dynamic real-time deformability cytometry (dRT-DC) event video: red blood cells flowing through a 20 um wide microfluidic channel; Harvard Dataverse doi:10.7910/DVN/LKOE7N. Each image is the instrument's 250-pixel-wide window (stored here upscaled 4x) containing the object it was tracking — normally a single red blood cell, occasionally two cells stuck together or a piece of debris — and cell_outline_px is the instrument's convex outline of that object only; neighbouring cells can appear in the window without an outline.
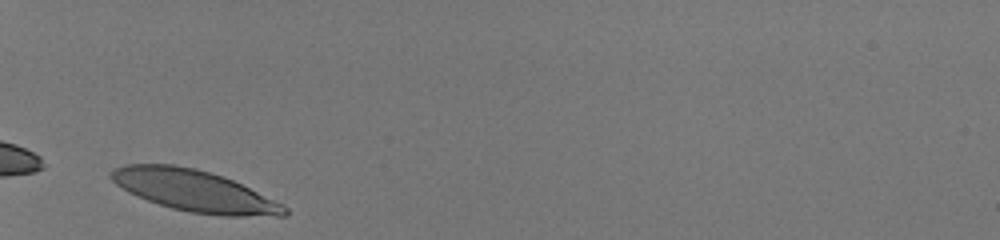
{"species": "human", "species_latin": "Homo sapiens", "temperature_condition": "room temperature", "stored_images_in_passage": 26, "camera_frame_rate_fps": 3000, "um_per_image_px": 0.085, "donor": {"sex": "male"}, "frame": {"image": 1, "passage_image": 1, "time_ms": 0.0, "image_size_px": [1000, 240], "cell_outline_px": [[288, 216], [224, 216], [192, 212], [172, 208], [148, 200], [128, 192], [116, 184], [108, 176], [108, 172], [112, 168], [128, 164], [176, 164], [196, 168], [224, 176], [284, 204], [288, 208]], "centroid_in_image_um": [16.52, 16.2], "position_along_channel_um": 68.5, "area_um2": 42.02}}
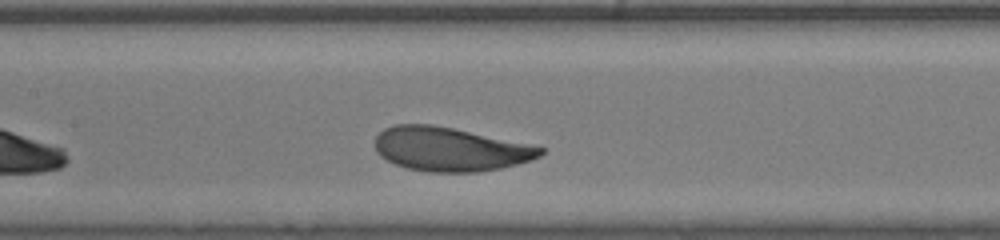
{"frame": {"image": 2, "passage_image": 10, "time_ms": 3.0, "image_size_px": [1000, 240], "cell_outline_px": [[544, 152], [540, 156], [532, 160], [500, 168], [480, 172], [428, 172], [408, 168], [396, 164], [380, 156], [376, 152], [376, 136], [384, 128], [396, 124], [432, 124], [452, 128], [544, 148]], "centroid_in_image_um": [38.21, 12.69], "position_along_channel_um": 169.2, "area_um2": 41.85}}
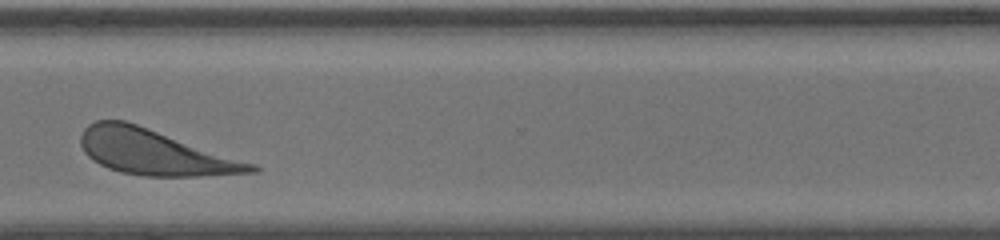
{"frame": {"image": 3, "passage_image": 24, "time_ms": 7.667, "image_size_px": [1000, 240], "cell_outline_px": [[260, 172], [196, 176], [144, 176], [120, 172], [108, 168], [92, 160], [84, 152], [80, 144], [80, 136], [84, 128], [88, 124], [96, 120], [124, 120], [256, 164], [260, 168]], "centroid_in_image_um": [13.12, 12.95], "position_along_channel_um": 357.5, "area_um2": 44.74}}